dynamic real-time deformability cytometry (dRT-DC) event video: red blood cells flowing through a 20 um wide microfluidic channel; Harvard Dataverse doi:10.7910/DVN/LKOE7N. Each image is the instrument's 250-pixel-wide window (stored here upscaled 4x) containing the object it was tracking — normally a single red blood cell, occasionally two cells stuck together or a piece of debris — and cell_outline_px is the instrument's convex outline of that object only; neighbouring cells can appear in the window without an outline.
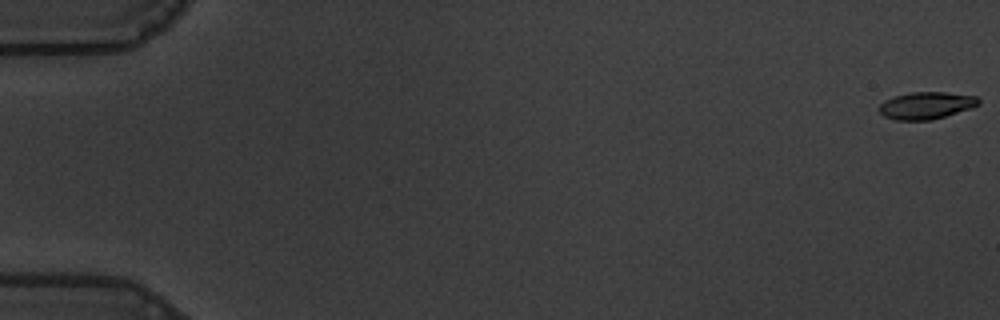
{"species": "common noctule bat (a hibernating species)", "species_latin": "Nyctalus noctula", "temperature_condition": "warm", "stored_images_in_passage": 59, "camera_frame_rate_fps": 3000, "um_per_image_px": 0.085, "animal": {"sex": "male", "body_mass_g": 19.5, "forearm_length_mm": 54.6}, "frame": {"image": 1, "passage_image": 1, "time_ms": 0.0, "image_size_px": [1000, 320], "cell_outline_px": [[980, 104], [972, 108], [932, 120], [896, 120], [884, 116], [880, 112], [880, 104], [884, 100], [896, 96], [912, 92], [944, 92], [976, 96], [980, 100]], "centroid_in_image_um": [78.75, 8.97], "position_along_channel_um": 6.2, "area_um2": 15.66}}
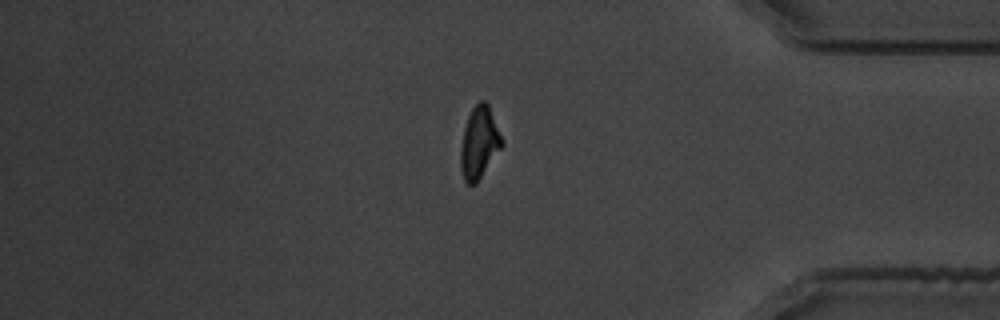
{"frame": {"image": 2, "passage_image": 50, "time_ms": 16.333, "image_size_px": [1000, 320], "cell_outline_px": [[504, 144], [476, 184], [468, 184], [464, 180], [460, 168], [460, 148], [464, 128], [468, 116], [472, 108], [480, 100], [484, 100], [488, 104], [504, 140]], "centroid_in_image_um": [40.74, 12.13], "position_along_channel_um": 394.5, "area_um2": 17.4}}
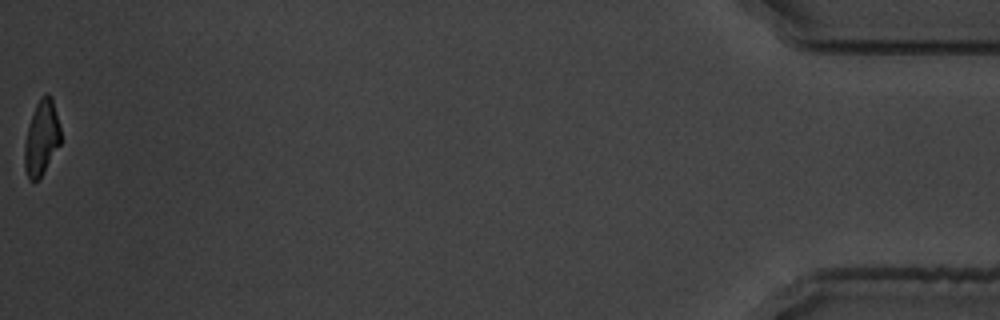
{"frame": {"image": 3, "passage_image": 59, "time_ms": 19.333, "image_size_px": [1000, 320], "cell_outline_px": [[60, 144], [40, 176], [36, 180], [28, 180], [24, 168], [24, 144], [28, 128], [36, 104], [40, 96], [44, 92], [48, 92], [52, 96], [60, 128]], "centroid_in_image_um": [3.52, 11.67], "position_along_channel_um": 431.7, "area_um2": 15.61}, "authors_computed_cell_mechanics": {"area_um2": 17.1088, "velocity_mm_per_s": 3.5523, "shape_relaxation_time_tau1_ms": 4.9173, "shape_relaxation_time_tau2_ms": 2.4713, "deformation_change_tau1": 0.1989, "deformation_change_tau2": 0.0857}}